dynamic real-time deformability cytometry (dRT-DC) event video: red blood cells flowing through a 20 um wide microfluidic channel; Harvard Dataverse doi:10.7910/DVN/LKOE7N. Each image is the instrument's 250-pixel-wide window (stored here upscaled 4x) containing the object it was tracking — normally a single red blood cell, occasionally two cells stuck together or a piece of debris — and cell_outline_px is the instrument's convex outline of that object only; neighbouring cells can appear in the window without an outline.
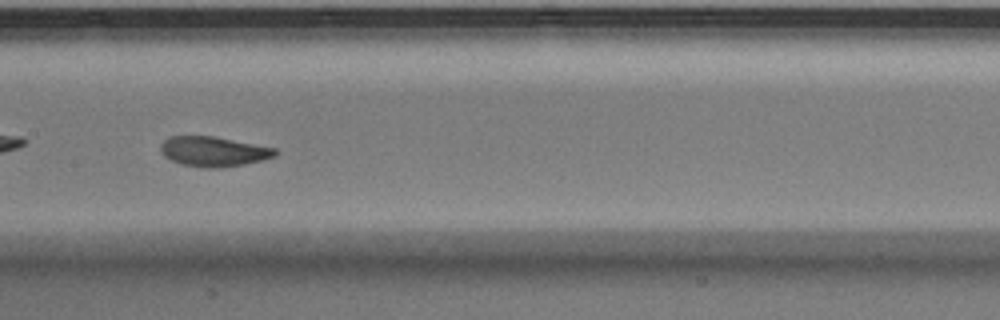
{"species": "Egyptian fruit bat (a non-hibernating species)", "species_latin": "Rousettus aegyptiacus", "temperature_condition": "warm", "stored_images_in_passage": 36, "camera_frame_rate_fps": 3000, "um_per_image_px": 0.085, "animal": {"sex": "male"}, "frame": {"image": 1, "passage_image": 11, "time_ms": 3.333, "image_size_px": [1000, 320], "cell_outline_px": [[280, 152], [276, 156], [264, 160], [244, 164], [220, 168], [200, 168], [180, 164], [164, 156], [160, 152], [160, 144], [164, 140], [172, 136], [212, 136], [276, 148]], "centroid_in_image_um": [18.16, 12.89], "position_along_channel_um": 189.2, "area_um2": 20.17}, "authors_computed_cell_mechanics": {"area_um2": 20.7791, "velocity_mm_per_s": 3.9329, "shape_relaxation_time_tau1_ms": 3.6424, "shape_relaxation_time_tau2_ms": 1.3145, "deformation_change_tau1": 0.1138, "deformation_change_tau2": 0.0572}}